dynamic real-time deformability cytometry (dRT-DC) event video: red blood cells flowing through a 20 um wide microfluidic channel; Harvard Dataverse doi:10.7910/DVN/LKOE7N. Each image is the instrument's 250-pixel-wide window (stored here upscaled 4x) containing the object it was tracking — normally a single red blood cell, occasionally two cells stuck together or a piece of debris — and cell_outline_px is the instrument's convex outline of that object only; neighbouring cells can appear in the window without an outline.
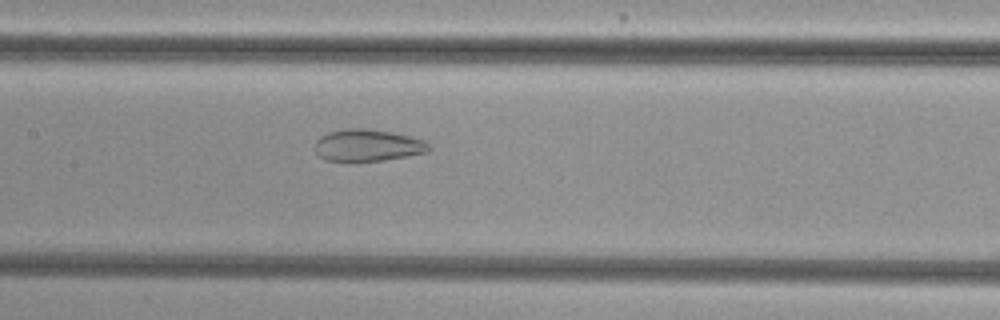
{"species": "common noctule bat (a hibernating species)", "species_latin": "Nyctalus noctula", "temperature_condition": "cold", "stored_images_in_passage": 43, "camera_frame_rate_fps": 3000, "um_per_image_px": 0.085, "animal": {"sex": "female", "body_mass_g": 29.2, "forearm_length_mm": 56.3}, "frame": {"image": 1, "passage_image": 16, "time_ms": 5.0, "image_size_px": [1000, 320], "cell_outline_px": [[432, 148], [428, 152], [408, 156], [384, 160], [324, 160], [316, 152], [316, 140], [320, 136], [328, 132], [344, 128], [364, 128], [392, 132], [424, 140]], "centroid_in_image_um": [31.26, 12.33], "position_along_channel_um": 176.1, "area_um2": 21.04}}
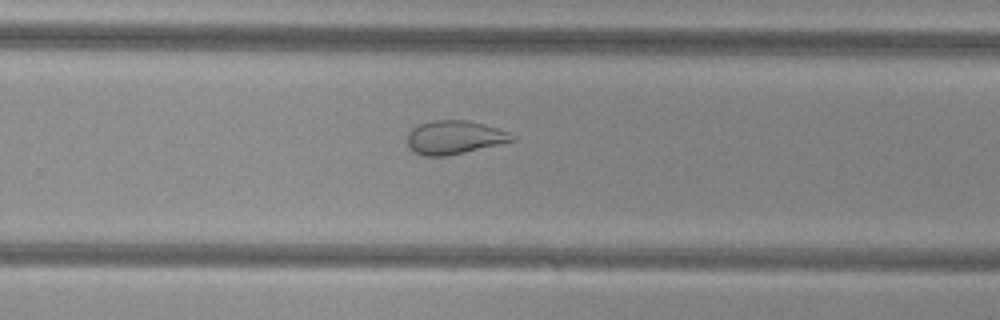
{"frame": {"image": 2, "passage_image": 25, "time_ms": 8.0, "image_size_px": [1000, 320], "cell_outline_px": [[516, 140], [500, 144], [448, 156], [424, 156], [408, 148], [408, 132], [412, 128], [420, 124], [432, 120], [468, 120], [484, 124], [508, 132], [516, 136]], "centroid_in_image_um": [38.62, 11.68], "position_along_channel_um": 291.2, "area_um2": 20.52}}
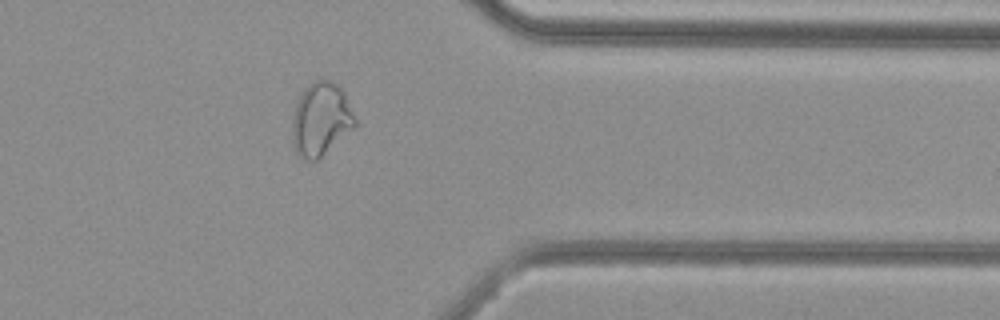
{"frame": {"image": 3, "passage_image": 33, "time_ms": 10.667, "image_size_px": [1000, 320], "cell_outline_px": [[356, 124], [352, 128], [316, 160], [304, 160], [296, 152], [292, 136], [292, 124], [296, 104], [304, 88], [312, 80], [320, 76], [332, 80], [340, 84], [344, 92], [356, 120]], "centroid_in_image_um": [27.26, 10.04], "position_along_channel_um": 384.1, "area_um2": 26.7}, "authors_computed_cell_mechanics": {"area_um2": 26.6458, "velocity_mm_per_s": 3.8424, "shape_relaxation_time_tau1_ms": null, "shape_relaxation_time_tau2_ms": 1.1257, "deformation_change_tau1": null, "deformation_change_tau2": 0.0762}}